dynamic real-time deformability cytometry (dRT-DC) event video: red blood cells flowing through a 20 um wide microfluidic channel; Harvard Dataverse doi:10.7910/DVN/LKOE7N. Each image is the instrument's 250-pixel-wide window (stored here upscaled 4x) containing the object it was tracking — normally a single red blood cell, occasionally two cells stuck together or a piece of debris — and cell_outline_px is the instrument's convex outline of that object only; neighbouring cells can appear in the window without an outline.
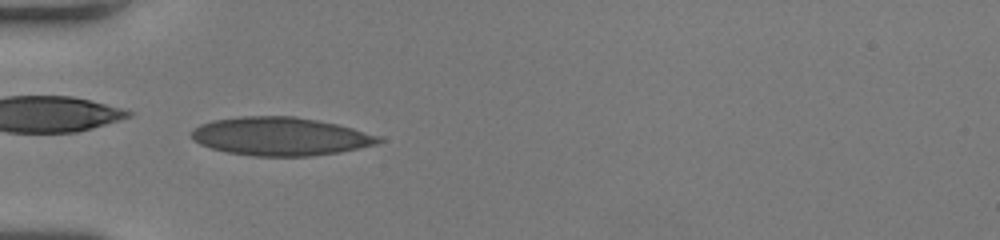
{"species": "human", "species_latin": "Homo sapiens", "temperature_condition": "room temperature", "stored_images_in_passage": 38, "camera_frame_rate_fps": 3000, "um_per_image_px": 0.085, "donor": {"sex": "female"}, "frame": {"image": 1, "passage_image": 10, "time_ms": 3.0, "image_size_px": [1000, 240], "cell_outline_px": [[384, 140], [376, 144], [340, 152], [312, 156], [252, 156], [228, 152], [212, 148], [200, 144], [192, 140], [192, 128], [200, 124], [212, 120], [240, 116], [292, 116], [316, 120], [336, 124], [352, 128], [380, 136]], "centroid_in_image_um": [23.81, 11.59], "position_along_channel_um": 61.2, "area_um2": 41.73}}
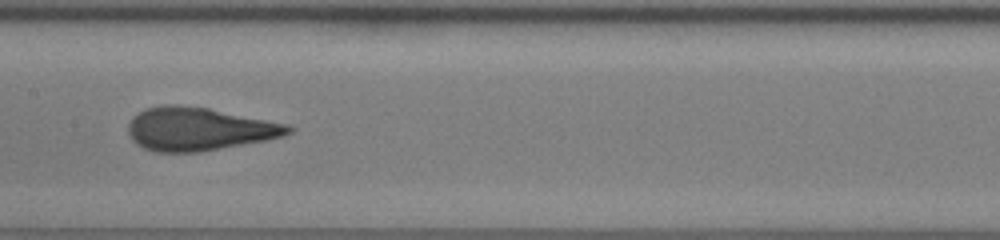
{"frame": {"image": 2, "passage_image": 20, "time_ms": 6.333, "image_size_px": [1000, 240], "cell_outline_px": [[296, 128], [292, 132], [284, 136], [264, 140], [200, 152], [156, 152], [144, 148], [136, 144], [132, 140], [128, 132], [128, 124], [140, 112], [148, 108], [164, 104], [176, 104], [208, 108], [288, 124]], "centroid_in_image_um": [16.92, 10.97], "position_along_channel_um": 190.5, "area_um2": 40.06}}
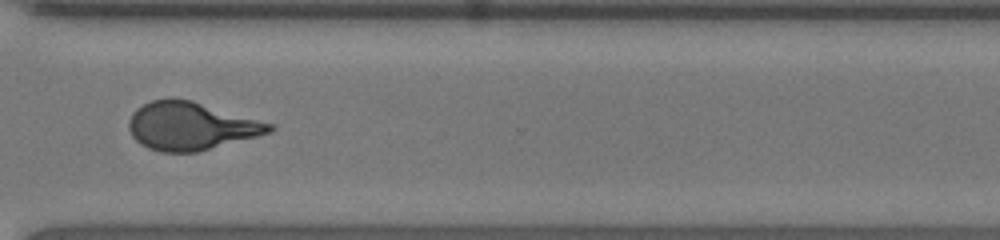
{"frame": {"image": 3, "passage_image": 32, "time_ms": 10.333, "image_size_px": [1000, 240], "cell_outline_px": [[276, 128], [272, 132], [196, 152], [160, 152], [148, 148], [140, 144], [132, 136], [128, 128], [128, 120], [132, 112], [136, 108], [152, 100], [192, 100], [276, 124]], "centroid_in_image_um": [16.24, 10.72], "position_along_channel_um": 354.4, "area_um2": 39.19}, "authors_computed_cell_mechanics": {"area_um2": 39.4485, "velocity_mm_per_s": 4.0868, "shape_relaxation_time_tau1_ms": 4.8606, "shape_relaxation_time_tau2_ms": 0.7058, "deformation_change_tau1": 0.1765, "deformation_change_tau2": 0.0637}}